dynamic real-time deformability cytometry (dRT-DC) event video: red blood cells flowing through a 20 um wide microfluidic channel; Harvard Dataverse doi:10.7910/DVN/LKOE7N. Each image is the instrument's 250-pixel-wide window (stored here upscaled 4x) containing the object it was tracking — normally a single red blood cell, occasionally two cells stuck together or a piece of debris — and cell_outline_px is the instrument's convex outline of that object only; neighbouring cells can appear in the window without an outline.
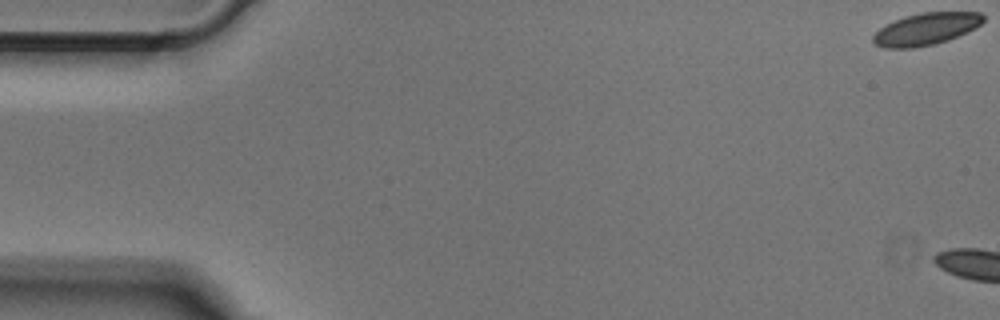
{"species": "Egyptian fruit bat (a non-hibernating species)", "species_latin": "Rousettus aegyptiacus", "temperature_condition": "cold", "stored_images_in_passage": 4, "camera_frame_rate_fps": 3000, "um_per_image_px": 0.085, "animal": {"sex": "male"}, "frame": {"image": 1, "passage_image": 1, "time_ms": 0.0, "image_size_px": [1000, 320], "cell_outline_px": [[984, 20], [976, 28], [948, 40], [936, 44], [916, 48], [884, 48], [876, 44], [872, 40], [872, 36], [880, 28], [904, 16], [920, 12], [980, 12], [984, 16]], "centroid_in_image_um": [78.72, 2.47], "position_along_channel_um": 6.3, "area_um2": 20.63}}